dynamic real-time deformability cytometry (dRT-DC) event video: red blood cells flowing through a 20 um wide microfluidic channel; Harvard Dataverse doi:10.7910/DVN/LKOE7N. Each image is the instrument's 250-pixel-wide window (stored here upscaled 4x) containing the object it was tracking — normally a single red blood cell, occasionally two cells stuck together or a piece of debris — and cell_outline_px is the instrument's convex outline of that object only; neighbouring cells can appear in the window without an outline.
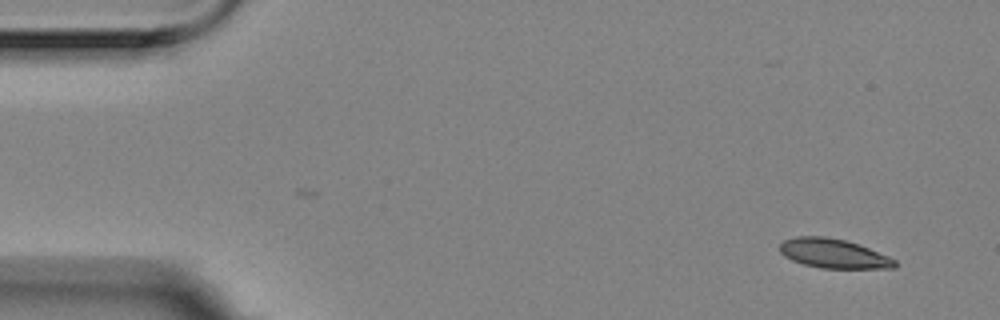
{"species": "Egyptian fruit bat (a non-hibernating species)", "species_latin": "Rousettus aegyptiacus", "temperature_condition": "room temperature", "stored_images_in_passage": 10, "camera_frame_rate_fps": 3000, "um_per_image_px": 0.085, "animal": {"sex": "female"}, "frame": {"image": 1, "passage_image": 1, "time_ms": 0.0, "image_size_px": [1000, 320], "cell_outline_px": [[896, 268], [820, 268], [804, 264], [792, 260], [784, 256], [780, 252], [780, 244], [784, 240], [796, 236], [824, 236], [844, 240], [860, 244], [888, 256], [896, 260]], "centroid_in_image_um": [70.85, 21.54], "position_along_channel_um": 14.2, "area_um2": 19.65}}
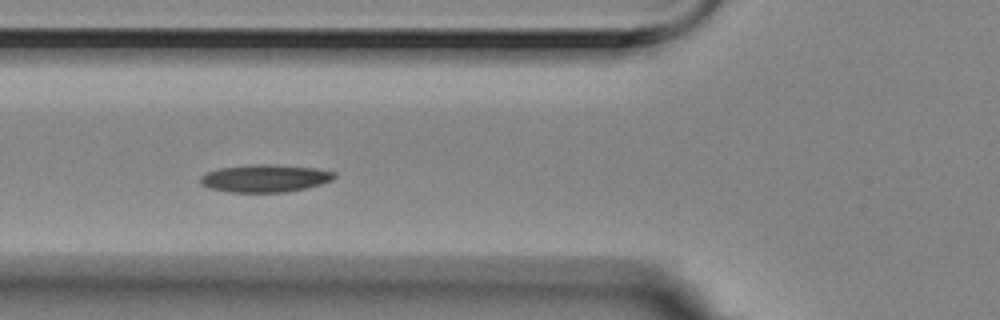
{"frame": {"image": 2, "passage_image": 6, "time_ms": 1.667, "image_size_px": [1000, 320], "cell_outline_px": [[336, 176], [332, 180], [308, 188], [288, 192], [228, 192], [208, 188], [200, 184], [200, 176], [208, 172], [220, 168], [252, 164], [272, 164], [316, 168], [336, 172]], "centroid_in_image_um": [22.53, 15.16], "position_along_channel_um": 103.3, "area_um2": 21.73}}
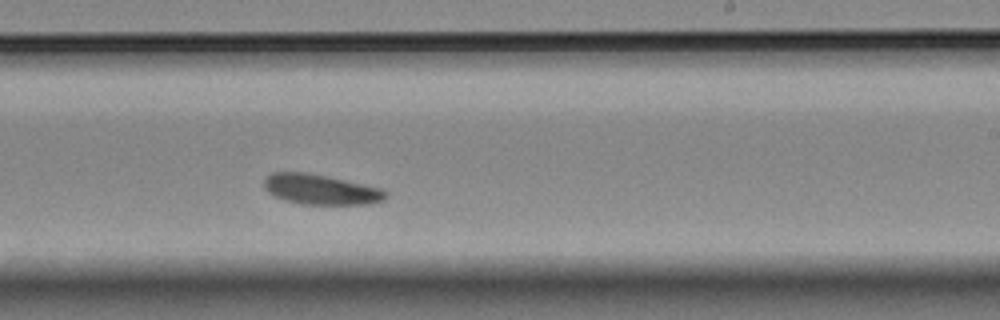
{"frame": {"image": 3, "passage_image": 10, "time_ms": 3.0, "image_size_px": [1000, 320], "cell_outline_px": [[388, 196], [384, 200], [368, 204], [300, 204], [284, 200], [268, 192], [264, 188], [264, 176], [272, 172], [308, 172], [328, 176], [380, 188], [388, 192]], "centroid_in_image_um": [27.24, 16.09], "position_along_channel_um": 261.8, "area_um2": 21.5}}